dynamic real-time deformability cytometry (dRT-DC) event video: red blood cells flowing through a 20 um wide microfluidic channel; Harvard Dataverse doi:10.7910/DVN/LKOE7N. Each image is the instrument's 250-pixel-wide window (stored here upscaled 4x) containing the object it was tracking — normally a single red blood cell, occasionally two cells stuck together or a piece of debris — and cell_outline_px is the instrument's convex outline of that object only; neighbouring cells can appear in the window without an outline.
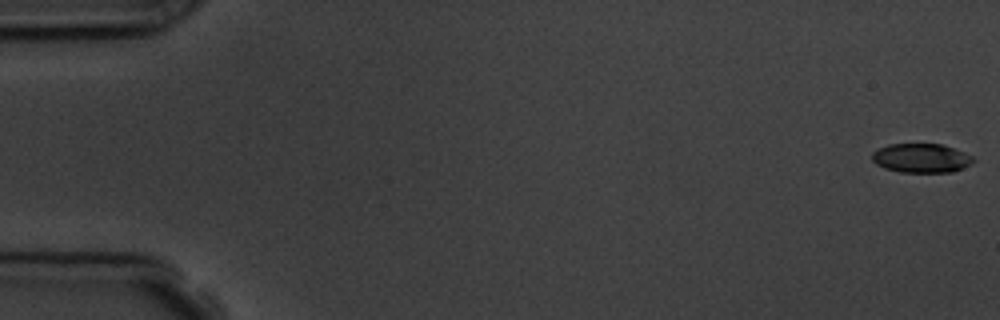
{"species": "common noctule bat (a hibernating species)", "species_latin": "Nyctalus noctula", "temperature_condition": "room temperature", "stored_images_in_passage": 5, "camera_frame_rate_fps": 3000, "um_per_image_px": 0.085, "animal": {"sex": "male", "body_mass_g": 19.5, "forearm_length_mm": 54.6}, "frame": {"image": 1, "passage_image": 1, "time_ms": 0.0, "image_size_px": [1000, 320], "cell_outline_px": [[976, 160], [972, 164], [952, 172], [900, 172], [884, 168], [876, 164], [872, 160], [872, 152], [888, 144], [940, 144], [964, 152], [972, 156]], "centroid_in_image_um": [78.31, 13.44], "position_along_channel_um": 6.7, "area_um2": 17.17}}
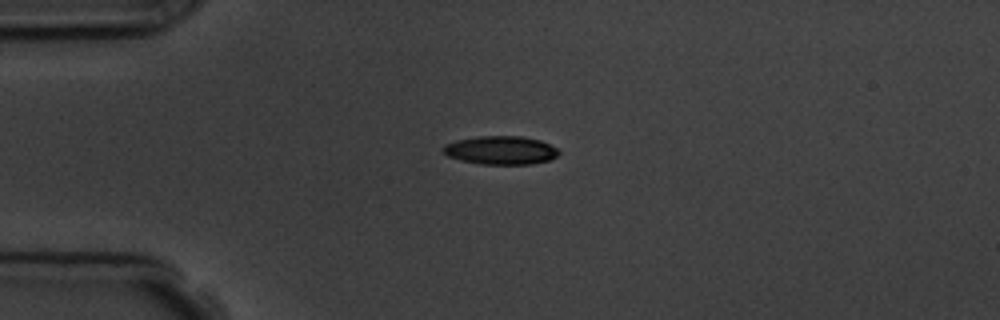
{"frame": {"image": 2, "passage_image": 4, "time_ms": 4.333, "image_size_px": [1000, 320], "cell_outline_px": [[560, 152], [556, 156], [548, 160], [532, 164], [480, 164], [460, 160], [448, 156], [440, 148], [444, 144], [456, 140], [480, 136], [520, 136], [540, 140], [556, 148]], "centroid_in_image_um": [42.52, 12.77], "position_along_channel_um": 42.5, "area_um2": 19.13}}